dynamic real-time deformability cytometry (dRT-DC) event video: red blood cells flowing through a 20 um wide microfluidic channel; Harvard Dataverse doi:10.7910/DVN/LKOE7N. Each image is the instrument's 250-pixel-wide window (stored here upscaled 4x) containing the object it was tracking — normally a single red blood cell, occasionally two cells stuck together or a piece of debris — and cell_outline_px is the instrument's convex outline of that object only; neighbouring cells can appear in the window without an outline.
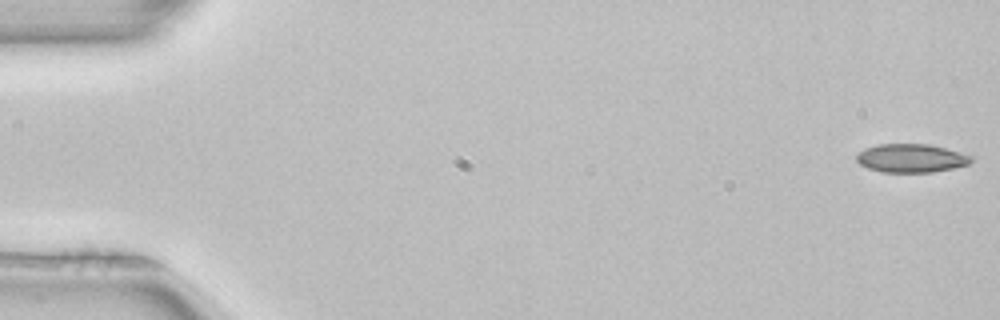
{"species": "common noctule bat (a hibernating species)", "species_latin": "Nyctalus noctula", "temperature_condition": "room temperature", "stored_images_in_passage": 18, "camera_frame_rate_fps": 3000, "um_per_image_px": 0.085, "animal": {"sex": "female", "body_mass_g": 22.7, "forearm_length_mm": 54.2}, "frame": {"image": 1, "passage_image": 1, "time_ms": 0.0, "image_size_px": [1000, 320], "cell_outline_px": [[976, 160], [968, 164], [952, 168], [932, 172], [884, 172], [868, 168], [860, 164], [856, 160], [856, 156], [864, 148], [876, 144], [928, 144], [976, 156]], "centroid_in_image_um": [77.49, 13.44], "position_along_channel_um": 7.5, "area_um2": 19.13}}
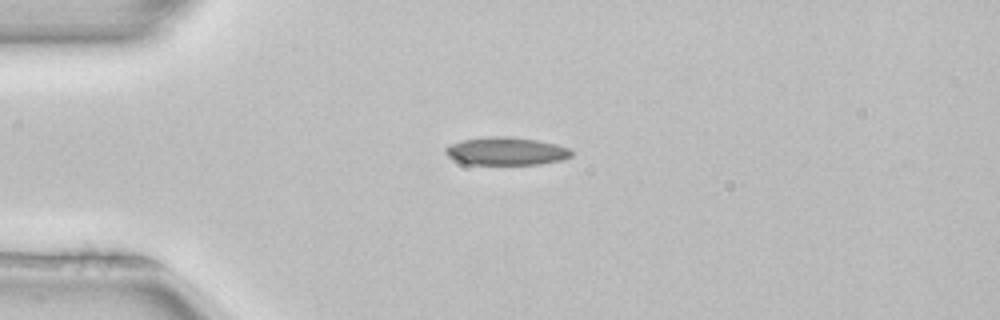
{"frame": {"image": 2, "passage_image": 13, "time_ms": 4.0, "image_size_px": [1000, 320], "cell_outline_px": [[572, 156], [564, 160], [540, 164], [468, 164], [456, 160], [448, 156], [444, 152], [444, 148], [448, 144], [460, 140], [492, 136], [508, 136], [536, 140], [556, 144], [568, 148], [572, 152]], "centroid_in_image_um": [43.01, 12.84], "position_along_channel_um": 42.0, "area_um2": 20.58}}